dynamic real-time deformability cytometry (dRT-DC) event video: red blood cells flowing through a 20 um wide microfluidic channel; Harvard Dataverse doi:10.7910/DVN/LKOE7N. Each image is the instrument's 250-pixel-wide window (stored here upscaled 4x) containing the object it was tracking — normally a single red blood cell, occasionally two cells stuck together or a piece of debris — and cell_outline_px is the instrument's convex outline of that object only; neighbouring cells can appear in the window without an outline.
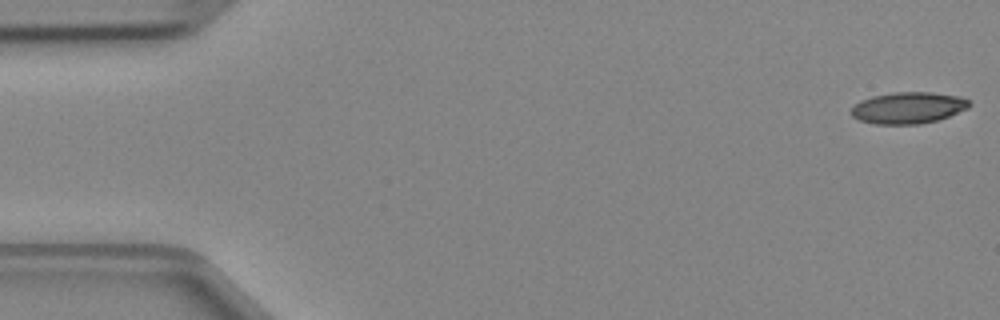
{"species": "Egyptian fruit bat (a non-hibernating species)", "species_latin": "Rousettus aegyptiacus", "temperature_condition": "cold", "stored_images_in_passage": 5, "camera_frame_rate_fps": 3000, "um_per_image_px": 0.085, "animal": {"sex": "female"}, "frame": {"image": 1, "passage_image": 1, "time_ms": 0.0, "image_size_px": [1000, 320], "cell_outline_px": [[972, 104], [968, 108], [948, 116], [936, 120], [920, 124], [876, 124], [860, 120], [852, 116], [852, 108], [860, 100], [872, 96], [896, 92], [932, 92], [960, 96], [968, 100]], "centroid_in_image_um": [77.21, 9.15], "position_along_channel_um": 7.8, "area_um2": 21.56}}
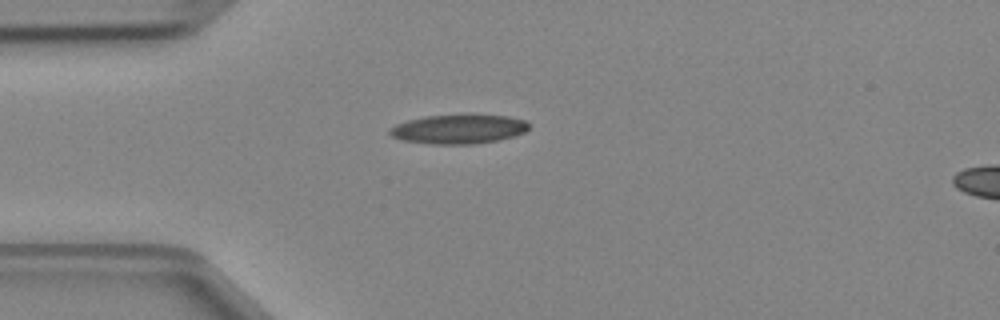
{"frame": {"image": 2, "passage_image": 4, "time_ms": 1.0, "image_size_px": [1000, 320], "cell_outline_px": [[528, 128], [524, 132], [516, 136], [476, 144], [432, 144], [404, 140], [392, 136], [388, 132], [396, 124], [408, 120], [424, 116], [468, 112], [508, 116], [524, 120], [528, 124]], "centroid_in_image_um": [39.02, 10.93], "position_along_channel_um": 46.0, "area_um2": 24.33}}